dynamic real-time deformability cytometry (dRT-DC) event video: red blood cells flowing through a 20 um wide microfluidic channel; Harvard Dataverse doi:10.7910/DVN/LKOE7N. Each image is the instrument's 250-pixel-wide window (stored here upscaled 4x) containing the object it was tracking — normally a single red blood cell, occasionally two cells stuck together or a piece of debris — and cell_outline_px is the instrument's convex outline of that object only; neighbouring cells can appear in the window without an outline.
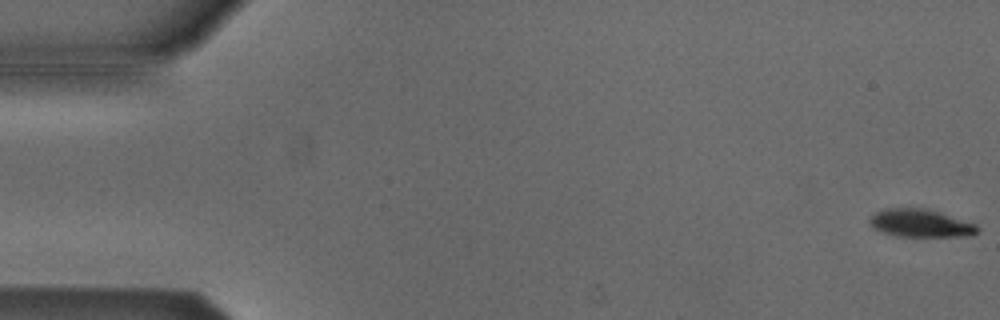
{"species": "Egyptian fruit bat (a non-hibernating species)", "species_latin": "Rousettus aegyptiacus", "temperature_condition": "cold", "stored_images_in_passage": 55, "segment_of_instrument_passage": [1, 2], "camera_frame_rate_fps": 3000, "um_per_image_px": 0.085, "animal": {"sex": "male"}, "frame": {"image": 1, "passage_image": 1, "time_ms": 0.0, "image_size_px": [1000, 320], "cell_outline_px": [[980, 232], [972, 236], [896, 236], [884, 232], [876, 228], [868, 220], [876, 212], [884, 208], [928, 208], [976, 224], [980, 228]], "centroid_in_image_um": [78.31, 18.97], "position_along_channel_um": 6.7, "area_um2": 17.46}}
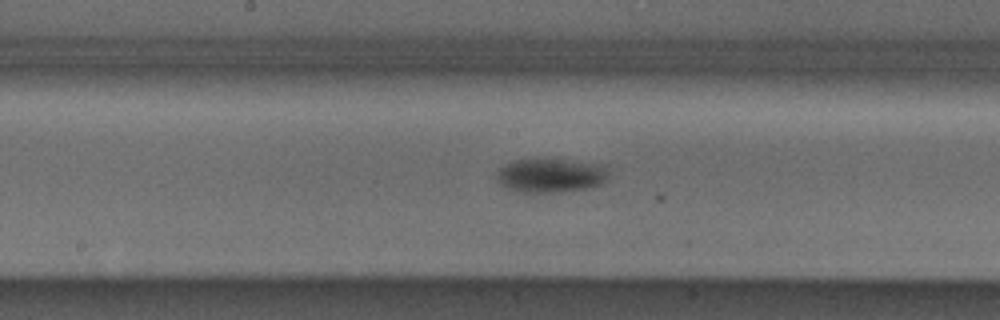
{"frame": {"image": 2, "passage_image": 28, "time_ms": 9.0, "image_size_px": [1000, 320], "cell_outline_px": [[608, 180], [592, 188], [560, 192], [520, 192], [508, 188], [500, 184], [496, 176], [496, 172], [504, 164], [516, 160], [560, 160], [608, 164]], "centroid_in_image_um": [46.87, 14.92], "position_along_channel_um": 201.3, "area_um2": 22.31}}
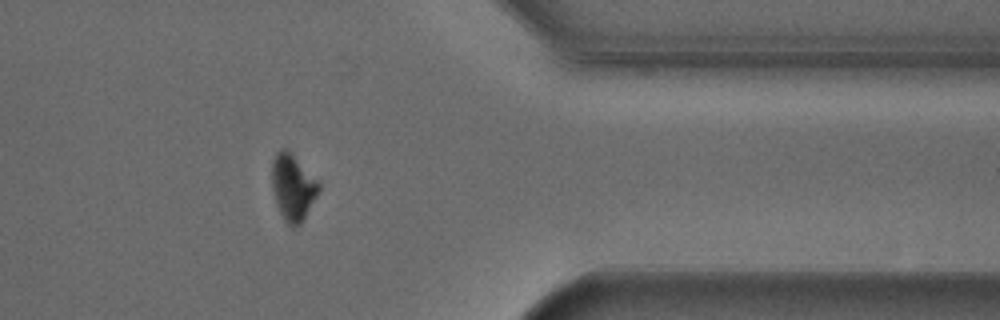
{"frame": {"image": 3, "passage_image": 44, "time_ms": 14.333, "image_size_px": [1000, 320], "cell_outline_px": [[320, 188], [316, 196], [300, 224], [292, 228], [284, 220], [280, 212], [272, 188], [272, 160], [276, 152], [280, 148], [284, 148], [320, 184]], "centroid_in_image_um": [24.86, 15.94], "position_along_channel_um": 386.5, "area_um2": 17.34}}